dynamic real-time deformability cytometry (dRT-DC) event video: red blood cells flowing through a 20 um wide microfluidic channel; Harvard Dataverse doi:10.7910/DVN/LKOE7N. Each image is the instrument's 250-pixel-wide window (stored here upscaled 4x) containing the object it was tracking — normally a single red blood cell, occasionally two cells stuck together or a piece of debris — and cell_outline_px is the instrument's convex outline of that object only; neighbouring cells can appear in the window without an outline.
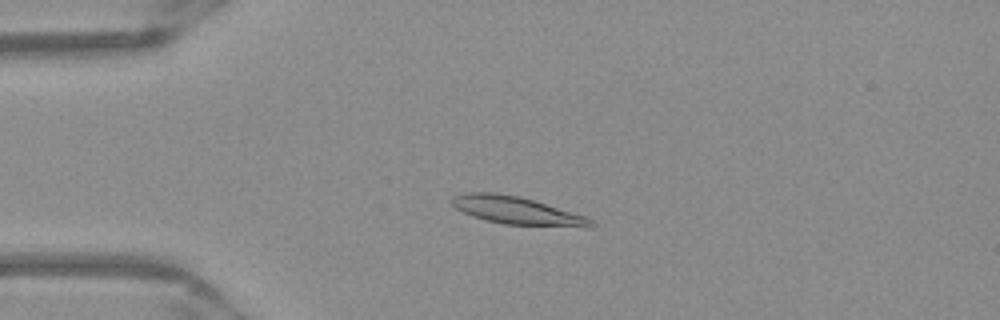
{"species": "Egyptian fruit bat (a non-hibernating species)", "species_latin": "Rousettus aegyptiacus", "temperature_condition": "warm", "stored_images_in_passage": 51, "camera_frame_rate_fps": 3000, "um_per_image_px": 0.085, "frame": {"image": 1, "passage_image": 12, "time_ms": 3.667, "image_size_px": [1000, 320], "cell_outline_px": [[596, 224], [592, 228], [588, 228], [504, 224], [484, 220], [472, 216], [456, 208], [452, 204], [452, 196], [468, 192], [496, 192], [520, 196], [588, 216]], "centroid_in_image_um": [44.01, 17.91], "position_along_channel_um": 41.0, "area_um2": 22.89}}
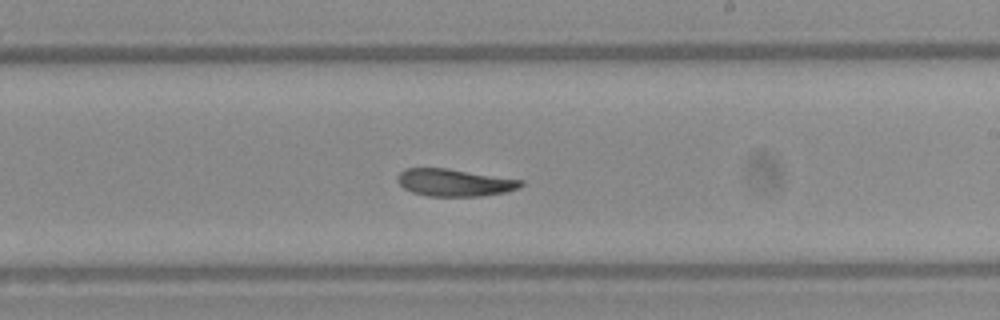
{"frame": {"image": 2, "passage_image": 30, "time_ms": 9.667, "image_size_px": [1000, 320], "cell_outline_px": [[524, 184], [520, 188], [504, 192], [480, 196], [428, 196], [412, 192], [404, 188], [396, 180], [396, 176], [404, 168], [448, 168], [524, 180]], "centroid_in_image_um": [38.63, 15.51], "position_along_channel_um": 250.4, "area_um2": 19.77}}
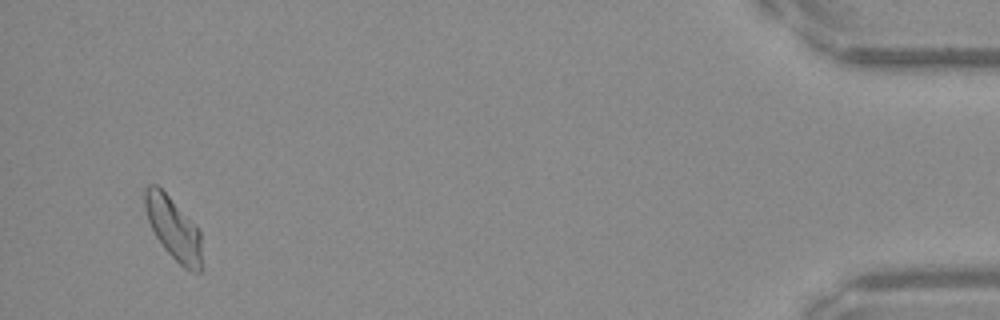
{"frame": {"image": 3, "passage_image": 49, "time_ms": 16.0, "image_size_px": [1000, 320], "cell_outline_px": [[200, 272], [192, 272], [184, 268], [164, 248], [156, 236], [148, 220], [144, 204], [144, 188], [148, 184], [156, 184], [168, 196], [200, 232]], "centroid_in_image_um": [14.69, 19.4], "position_along_channel_um": 420.5, "area_um2": 19.94}, "authors_computed_cell_mechanics": {"area_um2": 20.6346, "velocity_mm_per_s": 3.9254, "shape_relaxation_time_tau1_ms": 9.5538, "shape_relaxation_time_tau2_ms": 2.6305, "deformation_change_tau1": 0.238, "deformation_change_tau2": 0.0882}}